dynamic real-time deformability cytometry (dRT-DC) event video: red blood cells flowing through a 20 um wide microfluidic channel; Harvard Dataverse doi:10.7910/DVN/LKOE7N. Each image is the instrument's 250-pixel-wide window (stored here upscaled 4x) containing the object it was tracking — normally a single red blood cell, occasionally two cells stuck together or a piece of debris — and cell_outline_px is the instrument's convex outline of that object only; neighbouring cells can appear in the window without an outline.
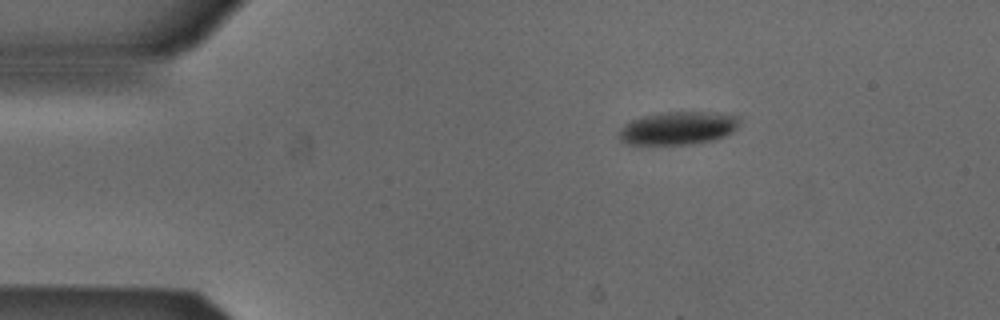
{"species": "Egyptian fruit bat (a non-hibernating species)", "species_latin": "Rousettus aegyptiacus", "temperature_condition": "cold", "stored_images_in_passage": 4, "camera_frame_rate_fps": 3000, "um_per_image_px": 0.085, "animal": {"sex": "male"}, "frame": {"image": 1, "passage_image": 1, "time_ms": 0.0, "image_size_px": [1000, 320], "cell_outline_px": [[740, 124], [732, 132], [724, 136], [712, 140], [688, 144], [628, 144], [620, 140], [620, 132], [624, 124], [632, 120], [644, 116], [664, 112], [716, 112], [740, 116]], "centroid_in_image_um": [57.68, 10.88], "position_along_channel_um": 27.3, "area_um2": 23.06}}
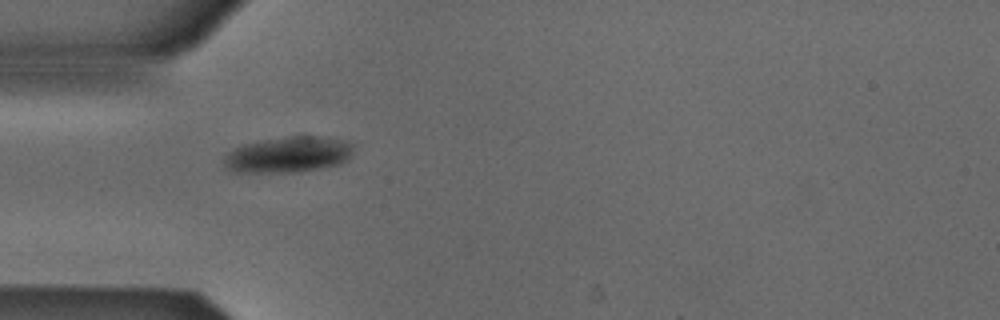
{"frame": {"image": 2, "passage_image": 3, "time_ms": 0.667, "image_size_px": [1000, 320], "cell_outline_px": [[352, 152], [348, 160], [340, 164], [300, 172], [232, 172], [224, 168], [224, 156], [228, 152], [244, 144], [264, 140], [288, 136], [328, 136], [344, 140], [352, 144]], "centroid_in_image_um": [24.51, 13.14], "position_along_channel_um": 60.5, "area_um2": 27.28}}